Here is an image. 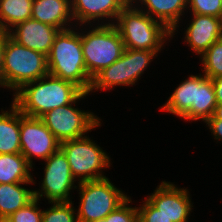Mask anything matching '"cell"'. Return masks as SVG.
<instances>
[{
	"label": "cell",
	"mask_w": 222,
	"mask_h": 222,
	"mask_svg": "<svg viewBox=\"0 0 222 222\" xmlns=\"http://www.w3.org/2000/svg\"><path fill=\"white\" fill-rule=\"evenodd\" d=\"M82 92L74 83L48 74L23 85L14 93L12 103L23 115L40 118L48 111L71 104Z\"/></svg>",
	"instance_id": "cell-1"
},
{
	"label": "cell",
	"mask_w": 222,
	"mask_h": 222,
	"mask_svg": "<svg viewBox=\"0 0 222 222\" xmlns=\"http://www.w3.org/2000/svg\"><path fill=\"white\" fill-rule=\"evenodd\" d=\"M192 13L211 15L222 19V0H187Z\"/></svg>",
	"instance_id": "cell-27"
},
{
	"label": "cell",
	"mask_w": 222,
	"mask_h": 222,
	"mask_svg": "<svg viewBox=\"0 0 222 222\" xmlns=\"http://www.w3.org/2000/svg\"><path fill=\"white\" fill-rule=\"evenodd\" d=\"M200 58L206 77L222 76V38L214 42Z\"/></svg>",
	"instance_id": "cell-24"
},
{
	"label": "cell",
	"mask_w": 222,
	"mask_h": 222,
	"mask_svg": "<svg viewBox=\"0 0 222 222\" xmlns=\"http://www.w3.org/2000/svg\"><path fill=\"white\" fill-rule=\"evenodd\" d=\"M88 94L82 92L71 104L57 107L40 117L60 143L84 137L88 131L91 132V129L94 130L102 124L100 118L95 116L93 112L72 106Z\"/></svg>",
	"instance_id": "cell-9"
},
{
	"label": "cell",
	"mask_w": 222,
	"mask_h": 222,
	"mask_svg": "<svg viewBox=\"0 0 222 222\" xmlns=\"http://www.w3.org/2000/svg\"><path fill=\"white\" fill-rule=\"evenodd\" d=\"M80 203L78 222H96L120 206L129 196L105 177L78 184Z\"/></svg>",
	"instance_id": "cell-6"
},
{
	"label": "cell",
	"mask_w": 222,
	"mask_h": 222,
	"mask_svg": "<svg viewBox=\"0 0 222 222\" xmlns=\"http://www.w3.org/2000/svg\"><path fill=\"white\" fill-rule=\"evenodd\" d=\"M206 125H208V128L215 139L218 141L221 139L222 141V120H206Z\"/></svg>",
	"instance_id": "cell-30"
},
{
	"label": "cell",
	"mask_w": 222,
	"mask_h": 222,
	"mask_svg": "<svg viewBox=\"0 0 222 222\" xmlns=\"http://www.w3.org/2000/svg\"><path fill=\"white\" fill-rule=\"evenodd\" d=\"M60 149L66 155L71 173L75 179L78 178V183L106 177L102 175V169L110 167V158L89 136L63 141Z\"/></svg>",
	"instance_id": "cell-8"
},
{
	"label": "cell",
	"mask_w": 222,
	"mask_h": 222,
	"mask_svg": "<svg viewBox=\"0 0 222 222\" xmlns=\"http://www.w3.org/2000/svg\"><path fill=\"white\" fill-rule=\"evenodd\" d=\"M216 105L217 101L212 80L200 73L196 75L195 103L181 118L188 121L202 120L205 122L213 116Z\"/></svg>",
	"instance_id": "cell-18"
},
{
	"label": "cell",
	"mask_w": 222,
	"mask_h": 222,
	"mask_svg": "<svg viewBox=\"0 0 222 222\" xmlns=\"http://www.w3.org/2000/svg\"><path fill=\"white\" fill-rule=\"evenodd\" d=\"M82 52L89 77L118 60L125 49L119 31L112 25H97L81 33Z\"/></svg>",
	"instance_id": "cell-5"
},
{
	"label": "cell",
	"mask_w": 222,
	"mask_h": 222,
	"mask_svg": "<svg viewBox=\"0 0 222 222\" xmlns=\"http://www.w3.org/2000/svg\"><path fill=\"white\" fill-rule=\"evenodd\" d=\"M192 15L184 40L191 50L202 56L214 42L222 38V19L211 15Z\"/></svg>",
	"instance_id": "cell-15"
},
{
	"label": "cell",
	"mask_w": 222,
	"mask_h": 222,
	"mask_svg": "<svg viewBox=\"0 0 222 222\" xmlns=\"http://www.w3.org/2000/svg\"><path fill=\"white\" fill-rule=\"evenodd\" d=\"M195 95L196 75H189L176 87L161 109L181 118L195 103Z\"/></svg>",
	"instance_id": "cell-22"
},
{
	"label": "cell",
	"mask_w": 222,
	"mask_h": 222,
	"mask_svg": "<svg viewBox=\"0 0 222 222\" xmlns=\"http://www.w3.org/2000/svg\"><path fill=\"white\" fill-rule=\"evenodd\" d=\"M51 204L49 209L43 210L42 222H78L72 201Z\"/></svg>",
	"instance_id": "cell-25"
},
{
	"label": "cell",
	"mask_w": 222,
	"mask_h": 222,
	"mask_svg": "<svg viewBox=\"0 0 222 222\" xmlns=\"http://www.w3.org/2000/svg\"><path fill=\"white\" fill-rule=\"evenodd\" d=\"M189 195L187 189L162 181L146 199L172 222H188L193 207Z\"/></svg>",
	"instance_id": "cell-12"
},
{
	"label": "cell",
	"mask_w": 222,
	"mask_h": 222,
	"mask_svg": "<svg viewBox=\"0 0 222 222\" xmlns=\"http://www.w3.org/2000/svg\"><path fill=\"white\" fill-rule=\"evenodd\" d=\"M132 203L128 197L120 206L108 214L105 219L109 222H138L137 207L128 206Z\"/></svg>",
	"instance_id": "cell-28"
},
{
	"label": "cell",
	"mask_w": 222,
	"mask_h": 222,
	"mask_svg": "<svg viewBox=\"0 0 222 222\" xmlns=\"http://www.w3.org/2000/svg\"><path fill=\"white\" fill-rule=\"evenodd\" d=\"M96 222H109V221H106V219L104 218V219H100V220H98Z\"/></svg>",
	"instance_id": "cell-34"
},
{
	"label": "cell",
	"mask_w": 222,
	"mask_h": 222,
	"mask_svg": "<svg viewBox=\"0 0 222 222\" xmlns=\"http://www.w3.org/2000/svg\"><path fill=\"white\" fill-rule=\"evenodd\" d=\"M32 4L33 0H0V31L8 32L10 27L30 19Z\"/></svg>",
	"instance_id": "cell-23"
},
{
	"label": "cell",
	"mask_w": 222,
	"mask_h": 222,
	"mask_svg": "<svg viewBox=\"0 0 222 222\" xmlns=\"http://www.w3.org/2000/svg\"><path fill=\"white\" fill-rule=\"evenodd\" d=\"M133 5L134 3L130 1L119 13L114 24L124 47L155 51L158 54L164 43L172 37V32L163 23L143 12V9Z\"/></svg>",
	"instance_id": "cell-3"
},
{
	"label": "cell",
	"mask_w": 222,
	"mask_h": 222,
	"mask_svg": "<svg viewBox=\"0 0 222 222\" xmlns=\"http://www.w3.org/2000/svg\"><path fill=\"white\" fill-rule=\"evenodd\" d=\"M30 169L21 153L0 154V184L34 182Z\"/></svg>",
	"instance_id": "cell-21"
},
{
	"label": "cell",
	"mask_w": 222,
	"mask_h": 222,
	"mask_svg": "<svg viewBox=\"0 0 222 222\" xmlns=\"http://www.w3.org/2000/svg\"><path fill=\"white\" fill-rule=\"evenodd\" d=\"M217 104H222V76L212 78Z\"/></svg>",
	"instance_id": "cell-32"
},
{
	"label": "cell",
	"mask_w": 222,
	"mask_h": 222,
	"mask_svg": "<svg viewBox=\"0 0 222 222\" xmlns=\"http://www.w3.org/2000/svg\"><path fill=\"white\" fill-rule=\"evenodd\" d=\"M59 31L47 56L49 75L69 81L89 93L92 79L87 73L82 52L81 33L72 25Z\"/></svg>",
	"instance_id": "cell-2"
},
{
	"label": "cell",
	"mask_w": 222,
	"mask_h": 222,
	"mask_svg": "<svg viewBox=\"0 0 222 222\" xmlns=\"http://www.w3.org/2000/svg\"><path fill=\"white\" fill-rule=\"evenodd\" d=\"M32 183L35 184L34 182L0 184V220H6L35 198L34 190L21 185Z\"/></svg>",
	"instance_id": "cell-20"
},
{
	"label": "cell",
	"mask_w": 222,
	"mask_h": 222,
	"mask_svg": "<svg viewBox=\"0 0 222 222\" xmlns=\"http://www.w3.org/2000/svg\"><path fill=\"white\" fill-rule=\"evenodd\" d=\"M3 73L7 88L16 92L23 85L49 74L47 56L20 45L5 32Z\"/></svg>",
	"instance_id": "cell-4"
},
{
	"label": "cell",
	"mask_w": 222,
	"mask_h": 222,
	"mask_svg": "<svg viewBox=\"0 0 222 222\" xmlns=\"http://www.w3.org/2000/svg\"><path fill=\"white\" fill-rule=\"evenodd\" d=\"M44 178L41 181V190H34V197L47 198L49 203L70 202V191L77 181L70 170L66 155L59 148L54 154L45 160Z\"/></svg>",
	"instance_id": "cell-10"
},
{
	"label": "cell",
	"mask_w": 222,
	"mask_h": 222,
	"mask_svg": "<svg viewBox=\"0 0 222 222\" xmlns=\"http://www.w3.org/2000/svg\"><path fill=\"white\" fill-rule=\"evenodd\" d=\"M130 1L131 0H71L73 19L79 22V26L83 24L86 26V23L91 25V22L95 23L97 20L99 25V20L103 19L111 22L103 23L102 21L101 25H112L117 20L119 13Z\"/></svg>",
	"instance_id": "cell-14"
},
{
	"label": "cell",
	"mask_w": 222,
	"mask_h": 222,
	"mask_svg": "<svg viewBox=\"0 0 222 222\" xmlns=\"http://www.w3.org/2000/svg\"><path fill=\"white\" fill-rule=\"evenodd\" d=\"M31 18L60 31L69 29L67 25L72 24L70 21L74 20L71 0H33Z\"/></svg>",
	"instance_id": "cell-16"
},
{
	"label": "cell",
	"mask_w": 222,
	"mask_h": 222,
	"mask_svg": "<svg viewBox=\"0 0 222 222\" xmlns=\"http://www.w3.org/2000/svg\"><path fill=\"white\" fill-rule=\"evenodd\" d=\"M155 56V51L125 48L118 60L92 78L89 93L93 90H111L114 86L134 85Z\"/></svg>",
	"instance_id": "cell-7"
},
{
	"label": "cell",
	"mask_w": 222,
	"mask_h": 222,
	"mask_svg": "<svg viewBox=\"0 0 222 222\" xmlns=\"http://www.w3.org/2000/svg\"><path fill=\"white\" fill-rule=\"evenodd\" d=\"M138 222H172L165 215L160 213L147 199L142 206L137 207Z\"/></svg>",
	"instance_id": "cell-29"
},
{
	"label": "cell",
	"mask_w": 222,
	"mask_h": 222,
	"mask_svg": "<svg viewBox=\"0 0 222 222\" xmlns=\"http://www.w3.org/2000/svg\"><path fill=\"white\" fill-rule=\"evenodd\" d=\"M5 48V32L0 31V86L7 87L5 83V76L3 73V56Z\"/></svg>",
	"instance_id": "cell-31"
},
{
	"label": "cell",
	"mask_w": 222,
	"mask_h": 222,
	"mask_svg": "<svg viewBox=\"0 0 222 222\" xmlns=\"http://www.w3.org/2000/svg\"><path fill=\"white\" fill-rule=\"evenodd\" d=\"M39 199L34 198L23 208L10 215L7 222H42V210L38 207Z\"/></svg>",
	"instance_id": "cell-26"
},
{
	"label": "cell",
	"mask_w": 222,
	"mask_h": 222,
	"mask_svg": "<svg viewBox=\"0 0 222 222\" xmlns=\"http://www.w3.org/2000/svg\"><path fill=\"white\" fill-rule=\"evenodd\" d=\"M10 108L0 114V154L21 153L20 111L13 103Z\"/></svg>",
	"instance_id": "cell-19"
},
{
	"label": "cell",
	"mask_w": 222,
	"mask_h": 222,
	"mask_svg": "<svg viewBox=\"0 0 222 222\" xmlns=\"http://www.w3.org/2000/svg\"><path fill=\"white\" fill-rule=\"evenodd\" d=\"M21 154L33 167V156L46 160L60 148V142L40 118L20 112Z\"/></svg>",
	"instance_id": "cell-11"
},
{
	"label": "cell",
	"mask_w": 222,
	"mask_h": 222,
	"mask_svg": "<svg viewBox=\"0 0 222 222\" xmlns=\"http://www.w3.org/2000/svg\"><path fill=\"white\" fill-rule=\"evenodd\" d=\"M133 3H139L145 6L143 10L153 19L163 23L171 32L172 37L178 30V23L181 16L187 8V0H131ZM139 1V2H137Z\"/></svg>",
	"instance_id": "cell-17"
},
{
	"label": "cell",
	"mask_w": 222,
	"mask_h": 222,
	"mask_svg": "<svg viewBox=\"0 0 222 222\" xmlns=\"http://www.w3.org/2000/svg\"><path fill=\"white\" fill-rule=\"evenodd\" d=\"M207 120H222V104H217L212 117Z\"/></svg>",
	"instance_id": "cell-33"
},
{
	"label": "cell",
	"mask_w": 222,
	"mask_h": 222,
	"mask_svg": "<svg viewBox=\"0 0 222 222\" xmlns=\"http://www.w3.org/2000/svg\"><path fill=\"white\" fill-rule=\"evenodd\" d=\"M59 31L58 28L30 18L10 28L8 34L20 45L48 56Z\"/></svg>",
	"instance_id": "cell-13"
}]
</instances>
